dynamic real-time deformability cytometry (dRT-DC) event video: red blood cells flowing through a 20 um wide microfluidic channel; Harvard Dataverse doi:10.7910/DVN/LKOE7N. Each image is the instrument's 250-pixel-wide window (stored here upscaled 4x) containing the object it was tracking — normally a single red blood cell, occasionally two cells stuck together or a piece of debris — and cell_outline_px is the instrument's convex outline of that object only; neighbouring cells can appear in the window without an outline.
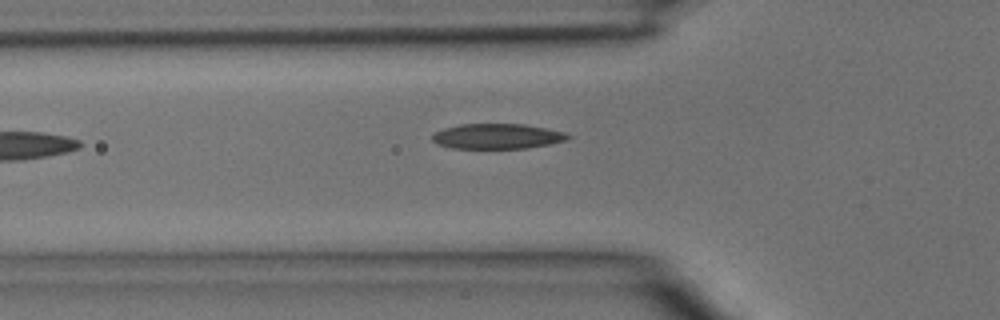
{"species": "common noctule bat (a hibernating species)", "species_latin": "Nyctalus noctula", "temperature_condition": "room temperature", "stored_images_in_passage": 3, "camera_frame_rate_fps": 3000, "um_per_image_px": 0.085, "animal": {"sex": "male", "body_mass_g": 15.6}, "frame": {"image": 1, "passage_image": 3, "time_ms": 0.667, "image_size_px": [1000, 320], "cell_outline_px": [[572, 136], [564, 140], [548, 144], [528, 148], [452, 148], [436, 144], [432, 140], [432, 136], [436, 132], [444, 128], [460, 124], [524, 124], [564, 132]], "centroid_in_image_um": [42.23, 11.58], "position_along_channel_um": 83.6, "area_um2": 19.71}}